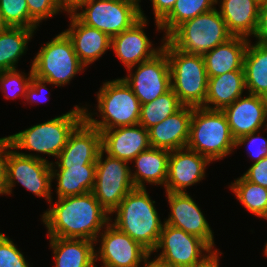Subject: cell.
Listing matches in <instances>:
<instances>
[{
	"label": "cell",
	"instance_id": "obj_1",
	"mask_svg": "<svg viewBox=\"0 0 267 267\" xmlns=\"http://www.w3.org/2000/svg\"><path fill=\"white\" fill-rule=\"evenodd\" d=\"M41 215L47 237L76 238L96 241L110 222V214L100 205L92 192L53 198Z\"/></svg>",
	"mask_w": 267,
	"mask_h": 267
},
{
	"label": "cell",
	"instance_id": "obj_2",
	"mask_svg": "<svg viewBox=\"0 0 267 267\" xmlns=\"http://www.w3.org/2000/svg\"><path fill=\"white\" fill-rule=\"evenodd\" d=\"M84 120V107L75 105L73 109L57 116L53 119L47 120L43 123H37L23 131H19L13 135L6 136L9 145L17 153L37 159L47 160L41 157L40 154L56 157L61 153L66 146L70 134L74 129ZM28 150L36 152L24 153L18 150Z\"/></svg>",
	"mask_w": 267,
	"mask_h": 267
},
{
	"label": "cell",
	"instance_id": "obj_3",
	"mask_svg": "<svg viewBox=\"0 0 267 267\" xmlns=\"http://www.w3.org/2000/svg\"><path fill=\"white\" fill-rule=\"evenodd\" d=\"M146 188H134L110 214V223L129 235L150 254L155 249L165 222L161 221Z\"/></svg>",
	"mask_w": 267,
	"mask_h": 267
},
{
	"label": "cell",
	"instance_id": "obj_4",
	"mask_svg": "<svg viewBox=\"0 0 267 267\" xmlns=\"http://www.w3.org/2000/svg\"><path fill=\"white\" fill-rule=\"evenodd\" d=\"M96 96L98 112H90L91 110L85 106L84 119L100 132L120 126L139 124L140 101L123 78L106 80ZM95 114L99 117L98 119H101L94 118Z\"/></svg>",
	"mask_w": 267,
	"mask_h": 267
},
{
	"label": "cell",
	"instance_id": "obj_5",
	"mask_svg": "<svg viewBox=\"0 0 267 267\" xmlns=\"http://www.w3.org/2000/svg\"><path fill=\"white\" fill-rule=\"evenodd\" d=\"M236 140L232 137L222 110L193 108L187 148L207 157L212 163L232 154Z\"/></svg>",
	"mask_w": 267,
	"mask_h": 267
},
{
	"label": "cell",
	"instance_id": "obj_6",
	"mask_svg": "<svg viewBox=\"0 0 267 267\" xmlns=\"http://www.w3.org/2000/svg\"><path fill=\"white\" fill-rule=\"evenodd\" d=\"M166 52L171 73V89L183 106L203 107L208 90V75L203 55L187 54L175 48L167 39Z\"/></svg>",
	"mask_w": 267,
	"mask_h": 267
},
{
	"label": "cell",
	"instance_id": "obj_7",
	"mask_svg": "<svg viewBox=\"0 0 267 267\" xmlns=\"http://www.w3.org/2000/svg\"><path fill=\"white\" fill-rule=\"evenodd\" d=\"M31 67L35 77L56 87L69 84L79 72L86 69L64 31L42 45L34 56Z\"/></svg>",
	"mask_w": 267,
	"mask_h": 267
},
{
	"label": "cell",
	"instance_id": "obj_8",
	"mask_svg": "<svg viewBox=\"0 0 267 267\" xmlns=\"http://www.w3.org/2000/svg\"><path fill=\"white\" fill-rule=\"evenodd\" d=\"M232 36L215 7L183 22L166 39L184 53L204 55Z\"/></svg>",
	"mask_w": 267,
	"mask_h": 267
},
{
	"label": "cell",
	"instance_id": "obj_9",
	"mask_svg": "<svg viewBox=\"0 0 267 267\" xmlns=\"http://www.w3.org/2000/svg\"><path fill=\"white\" fill-rule=\"evenodd\" d=\"M6 195L12 194L16 183L35 196L52 200L51 161L26 157L17 153L9 145L6 137L5 155Z\"/></svg>",
	"mask_w": 267,
	"mask_h": 267
},
{
	"label": "cell",
	"instance_id": "obj_10",
	"mask_svg": "<svg viewBox=\"0 0 267 267\" xmlns=\"http://www.w3.org/2000/svg\"><path fill=\"white\" fill-rule=\"evenodd\" d=\"M105 155L106 157L103 150L99 152L95 182L91 192L100 205L111 214L135 187L129 162Z\"/></svg>",
	"mask_w": 267,
	"mask_h": 267
},
{
	"label": "cell",
	"instance_id": "obj_11",
	"mask_svg": "<svg viewBox=\"0 0 267 267\" xmlns=\"http://www.w3.org/2000/svg\"><path fill=\"white\" fill-rule=\"evenodd\" d=\"M74 16L110 38L131 28L141 19L140 7L125 0H91Z\"/></svg>",
	"mask_w": 267,
	"mask_h": 267
},
{
	"label": "cell",
	"instance_id": "obj_12",
	"mask_svg": "<svg viewBox=\"0 0 267 267\" xmlns=\"http://www.w3.org/2000/svg\"><path fill=\"white\" fill-rule=\"evenodd\" d=\"M160 249H162L160 251ZM212 249L200 238L182 229L164 224L158 243L151 254L170 267H192Z\"/></svg>",
	"mask_w": 267,
	"mask_h": 267
},
{
	"label": "cell",
	"instance_id": "obj_13",
	"mask_svg": "<svg viewBox=\"0 0 267 267\" xmlns=\"http://www.w3.org/2000/svg\"><path fill=\"white\" fill-rule=\"evenodd\" d=\"M134 68L136 69L129 68L128 75L122 78L133 90L141 105L152 102L171 89L170 66L163 49L152 59L141 62Z\"/></svg>",
	"mask_w": 267,
	"mask_h": 267
},
{
	"label": "cell",
	"instance_id": "obj_14",
	"mask_svg": "<svg viewBox=\"0 0 267 267\" xmlns=\"http://www.w3.org/2000/svg\"><path fill=\"white\" fill-rule=\"evenodd\" d=\"M95 242V245L98 242L100 245L95 254L96 262L98 260L103 264L101 267H140L150 255L138 242L110 222L100 232Z\"/></svg>",
	"mask_w": 267,
	"mask_h": 267
},
{
	"label": "cell",
	"instance_id": "obj_15",
	"mask_svg": "<svg viewBox=\"0 0 267 267\" xmlns=\"http://www.w3.org/2000/svg\"><path fill=\"white\" fill-rule=\"evenodd\" d=\"M170 214L165 224L182 229L202 239L211 249L215 247L214 232L196 201L188 192H166Z\"/></svg>",
	"mask_w": 267,
	"mask_h": 267
},
{
	"label": "cell",
	"instance_id": "obj_16",
	"mask_svg": "<svg viewBox=\"0 0 267 267\" xmlns=\"http://www.w3.org/2000/svg\"><path fill=\"white\" fill-rule=\"evenodd\" d=\"M140 11L141 19L139 21L131 28L111 38V49L114 51L115 56L123 63V66L126 67V70L141 62L152 59L162 50L165 40L163 37L160 46L156 48L152 46L154 44L144 32L149 21L142 8H140Z\"/></svg>",
	"mask_w": 267,
	"mask_h": 267
},
{
	"label": "cell",
	"instance_id": "obj_17",
	"mask_svg": "<svg viewBox=\"0 0 267 267\" xmlns=\"http://www.w3.org/2000/svg\"><path fill=\"white\" fill-rule=\"evenodd\" d=\"M102 150V134L85 119L70 134L66 146L51 166L67 169L69 166L96 164Z\"/></svg>",
	"mask_w": 267,
	"mask_h": 267
},
{
	"label": "cell",
	"instance_id": "obj_18",
	"mask_svg": "<svg viewBox=\"0 0 267 267\" xmlns=\"http://www.w3.org/2000/svg\"><path fill=\"white\" fill-rule=\"evenodd\" d=\"M210 163L207 157L187 147L170 151L165 192H186V188L205 178Z\"/></svg>",
	"mask_w": 267,
	"mask_h": 267
},
{
	"label": "cell",
	"instance_id": "obj_19",
	"mask_svg": "<svg viewBox=\"0 0 267 267\" xmlns=\"http://www.w3.org/2000/svg\"><path fill=\"white\" fill-rule=\"evenodd\" d=\"M222 111L227 117L232 137H239L265 128L267 131L266 107L263 96L246 93Z\"/></svg>",
	"mask_w": 267,
	"mask_h": 267
},
{
	"label": "cell",
	"instance_id": "obj_20",
	"mask_svg": "<svg viewBox=\"0 0 267 267\" xmlns=\"http://www.w3.org/2000/svg\"><path fill=\"white\" fill-rule=\"evenodd\" d=\"M101 134L104 153L126 162L151 147L148 130L140 124L107 129Z\"/></svg>",
	"mask_w": 267,
	"mask_h": 267
},
{
	"label": "cell",
	"instance_id": "obj_21",
	"mask_svg": "<svg viewBox=\"0 0 267 267\" xmlns=\"http://www.w3.org/2000/svg\"><path fill=\"white\" fill-rule=\"evenodd\" d=\"M193 108L182 106L177 112L149 128L150 146L170 151L185 148L189 140Z\"/></svg>",
	"mask_w": 267,
	"mask_h": 267
},
{
	"label": "cell",
	"instance_id": "obj_22",
	"mask_svg": "<svg viewBox=\"0 0 267 267\" xmlns=\"http://www.w3.org/2000/svg\"><path fill=\"white\" fill-rule=\"evenodd\" d=\"M69 28L64 30L71 39L80 62L87 68L105 52L111 50V38L100 30L81 23L74 15L69 16Z\"/></svg>",
	"mask_w": 267,
	"mask_h": 267
},
{
	"label": "cell",
	"instance_id": "obj_23",
	"mask_svg": "<svg viewBox=\"0 0 267 267\" xmlns=\"http://www.w3.org/2000/svg\"><path fill=\"white\" fill-rule=\"evenodd\" d=\"M218 10L233 36L250 39L257 29L261 2L258 0H216Z\"/></svg>",
	"mask_w": 267,
	"mask_h": 267
},
{
	"label": "cell",
	"instance_id": "obj_24",
	"mask_svg": "<svg viewBox=\"0 0 267 267\" xmlns=\"http://www.w3.org/2000/svg\"><path fill=\"white\" fill-rule=\"evenodd\" d=\"M249 39L232 36L203 55L208 77H216L234 70H244V56Z\"/></svg>",
	"mask_w": 267,
	"mask_h": 267
},
{
	"label": "cell",
	"instance_id": "obj_25",
	"mask_svg": "<svg viewBox=\"0 0 267 267\" xmlns=\"http://www.w3.org/2000/svg\"><path fill=\"white\" fill-rule=\"evenodd\" d=\"M169 154L170 150L150 147L135 157L131 161L135 164V171L131 170L134 187L146 188V183L165 187Z\"/></svg>",
	"mask_w": 267,
	"mask_h": 267
},
{
	"label": "cell",
	"instance_id": "obj_26",
	"mask_svg": "<svg viewBox=\"0 0 267 267\" xmlns=\"http://www.w3.org/2000/svg\"><path fill=\"white\" fill-rule=\"evenodd\" d=\"M55 267H97L95 241L49 237Z\"/></svg>",
	"mask_w": 267,
	"mask_h": 267
},
{
	"label": "cell",
	"instance_id": "obj_27",
	"mask_svg": "<svg viewBox=\"0 0 267 267\" xmlns=\"http://www.w3.org/2000/svg\"><path fill=\"white\" fill-rule=\"evenodd\" d=\"M246 90L244 70H234L216 77H208L204 108L223 110L234 103Z\"/></svg>",
	"mask_w": 267,
	"mask_h": 267
},
{
	"label": "cell",
	"instance_id": "obj_28",
	"mask_svg": "<svg viewBox=\"0 0 267 267\" xmlns=\"http://www.w3.org/2000/svg\"><path fill=\"white\" fill-rule=\"evenodd\" d=\"M96 176V164L69 166L67 169H56L51 166V179H55L57 198L82 195L91 192Z\"/></svg>",
	"mask_w": 267,
	"mask_h": 267
},
{
	"label": "cell",
	"instance_id": "obj_29",
	"mask_svg": "<svg viewBox=\"0 0 267 267\" xmlns=\"http://www.w3.org/2000/svg\"><path fill=\"white\" fill-rule=\"evenodd\" d=\"M249 43L244 56L245 86L249 94L267 95V45Z\"/></svg>",
	"mask_w": 267,
	"mask_h": 267
},
{
	"label": "cell",
	"instance_id": "obj_30",
	"mask_svg": "<svg viewBox=\"0 0 267 267\" xmlns=\"http://www.w3.org/2000/svg\"><path fill=\"white\" fill-rule=\"evenodd\" d=\"M35 30L23 27L0 29V71L17 69V63L26 53Z\"/></svg>",
	"mask_w": 267,
	"mask_h": 267
},
{
	"label": "cell",
	"instance_id": "obj_31",
	"mask_svg": "<svg viewBox=\"0 0 267 267\" xmlns=\"http://www.w3.org/2000/svg\"><path fill=\"white\" fill-rule=\"evenodd\" d=\"M216 0H176L172 10L159 22L166 39L180 24L215 8Z\"/></svg>",
	"mask_w": 267,
	"mask_h": 267
},
{
	"label": "cell",
	"instance_id": "obj_32",
	"mask_svg": "<svg viewBox=\"0 0 267 267\" xmlns=\"http://www.w3.org/2000/svg\"><path fill=\"white\" fill-rule=\"evenodd\" d=\"M241 205L252 215L261 219L267 212V188L246 180L243 176L229 185Z\"/></svg>",
	"mask_w": 267,
	"mask_h": 267
},
{
	"label": "cell",
	"instance_id": "obj_33",
	"mask_svg": "<svg viewBox=\"0 0 267 267\" xmlns=\"http://www.w3.org/2000/svg\"><path fill=\"white\" fill-rule=\"evenodd\" d=\"M182 106L178 96L170 89L152 102L141 105L139 124L148 130L177 112Z\"/></svg>",
	"mask_w": 267,
	"mask_h": 267
},
{
	"label": "cell",
	"instance_id": "obj_34",
	"mask_svg": "<svg viewBox=\"0 0 267 267\" xmlns=\"http://www.w3.org/2000/svg\"><path fill=\"white\" fill-rule=\"evenodd\" d=\"M0 18L4 27L38 30L40 26L30 17L26 0H0Z\"/></svg>",
	"mask_w": 267,
	"mask_h": 267
},
{
	"label": "cell",
	"instance_id": "obj_35",
	"mask_svg": "<svg viewBox=\"0 0 267 267\" xmlns=\"http://www.w3.org/2000/svg\"><path fill=\"white\" fill-rule=\"evenodd\" d=\"M32 76L33 71L31 66L27 75L18 69L0 71V89L4 93L5 98L14 99L22 97L25 99L26 90L30 85Z\"/></svg>",
	"mask_w": 267,
	"mask_h": 267
},
{
	"label": "cell",
	"instance_id": "obj_36",
	"mask_svg": "<svg viewBox=\"0 0 267 267\" xmlns=\"http://www.w3.org/2000/svg\"><path fill=\"white\" fill-rule=\"evenodd\" d=\"M17 245L0 232V267H30Z\"/></svg>",
	"mask_w": 267,
	"mask_h": 267
},
{
	"label": "cell",
	"instance_id": "obj_37",
	"mask_svg": "<svg viewBox=\"0 0 267 267\" xmlns=\"http://www.w3.org/2000/svg\"><path fill=\"white\" fill-rule=\"evenodd\" d=\"M258 132V133H257ZM261 130L239 137L235 142L236 149L247 145L249 158L255 163L267 157V138L261 136Z\"/></svg>",
	"mask_w": 267,
	"mask_h": 267
},
{
	"label": "cell",
	"instance_id": "obj_38",
	"mask_svg": "<svg viewBox=\"0 0 267 267\" xmlns=\"http://www.w3.org/2000/svg\"><path fill=\"white\" fill-rule=\"evenodd\" d=\"M30 17L39 25L61 12L58 0H26Z\"/></svg>",
	"mask_w": 267,
	"mask_h": 267
},
{
	"label": "cell",
	"instance_id": "obj_39",
	"mask_svg": "<svg viewBox=\"0 0 267 267\" xmlns=\"http://www.w3.org/2000/svg\"><path fill=\"white\" fill-rule=\"evenodd\" d=\"M242 176L254 184L267 188V157L251 164Z\"/></svg>",
	"mask_w": 267,
	"mask_h": 267
},
{
	"label": "cell",
	"instance_id": "obj_40",
	"mask_svg": "<svg viewBox=\"0 0 267 267\" xmlns=\"http://www.w3.org/2000/svg\"><path fill=\"white\" fill-rule=\"evenodd\" d=\"M50 83L48 81L39 79L34 75L31 78L30 85L27 87L25 99L28 103H41L42 101L46 102L48 98H44L46 91H48L46 85ZM42 96V98H41Z\"/></svg>",
	"mask_w": 267,
	"mask_h": 267
},
{
	"label": "cell",
	"instance_id": "obj_41",
	"mask_svg": "<svg viewBox=\"0 0 267 267\" xmlns=\"http://www.w3.org/2000/svg\"><path fill=\"white\" fill-rule=\"evenodd\" d=\"M152 3V10L155 19V25L157 31L159 32L160 24L159 22L172 10L176 0H150Z\"/></svg>",
	"mask_w": 267,
	"mask_h": 267
},
{
	"label": "cell",
	"instance_id": "obj_42",
	"mask_svg": "<svg viewBox=\"0 0 267 267\" xmlns=\"http://www.w3.org/2000/svg\"><path fill=\"white\" fill-rule=\"evenodd\" d=\"M253 37L256 38V42L267 45V2L261 4L258 25Z\"/></svg>",
	"mask_w": 267,
	"mask_h": 267
},
{
	"label": "cell",
	"instance_id": "obj_43",
	"mask_svg": "<svg viewBox=\"0 0 267 267\" xmlns=\"http://www.w3.org/2000/svg\"><path fill=\"white\" fill-rule=\"evenodd\" d=\"M5 155L6 136L0 138V195H6Z\"/></svg>",
	"mask_w": 267,
	"mask_h": 267
},
{
	"label": "cell",
	"instance_id": "obj_44",
	"mask_svg": "<svg viewBox=\"0 0 267 267\" xmlns=\"http://www.w3.org/2000/svg\"><path fill=\"white\" fill-rule=\"evenodd\" d=\"M91 0H58L61 12L65 11L67 15H74L76 12L89 3Z\"/></svg>",
	"mask_w": 267,
	"mask_h": 267
},
{
	"label": "cell",
	"instance_id": "obj_45",
	"mask_svg": "<svg viewBox=\"0 0 267 267\" xmlns=\"http://www.w3.org/2000/svg\"><path fill=\"white\" fill-rule=\"evenodd\" d=\"M219 252V253H218ZM222 253L218 249H212L207 255H205L199 262L192 267H220L219 255Z\"/></svg>",
	"mask_w": 267,
	"mask_h": 267
},
{
	"label": "cell",
	"instance_id": "obj_46",
	"mask_svg": "<svg viewBox=\"0 0 267 267\" xmlns=\"http://www.w3.org/2000/svg\"><path fill=\"white\" fill-rule=\"evenodd\" d=\"M151 254L144 260L143 267H170L169 265L161 262L160 260L156 259H150Z\"/></svg>",
	"mask_w": 267,
	"mask_h": 267
},
{
	"label": "cell",
	"instance_id": "obj_47",
	"mask_svg": "<svg viewBox=\"0 0 267 267\" xmlns=\"http://www.w3.org/2000/svg\"><path fill=\"white\" fill-rule=\"evenodd\" d=\"M125 1L134 3V4L138 5L141 8V5L139 4L141 2V0H125Z\"/></svg>",
	"mask_w": 267,
	"mask_h": 267
},
{
	"label": "cell",
	"instance_id": "obj_48",
	"mask_svg": "<svg viewBox=\"0 0 267 267\" xmlns=\"http://www.w3.org/2000/svg\"><path fill=\"white\" fill-rule=\"evenodd\" d=\"M264 256H266V258H267V242L265 243V245H264Z\"/></svg>",
	"mask_w": 267,
	"mask_h": 267
},
{
	"label": "cell",
	"instance_id": "obj_49",
	"mask_svg": "<svg viewBox=\"0 0 267 267\" xmlns=\"http://www.w3.org/2000/svg\"><path fill=\"white\" fill-rule=\"evenodd\" d=\"M264 101H265L266 117H267V95L264 96Z\"/></svg>",
	"mask_w": 267,
	"mask_h": 267
},
{
	"label": "cell",
	"instance_id": "obj_50",
	"mask_svg": "<svg viewBox=\"0 0 267 267\" xmlns=\"http://www.w3.org/2000/svg\"><path fill=\"white\" fill-rule=\"evenodd\" d=\"M2 28H4V25H3L1 18H0V29H2Z\"/></svg>",
	"mask_w": 267,
	"mask_h": 267
},
{
	"label": "cell",
	"instance_id": "obj_51",
	"mask_svg": "<svg viewBox=\"0 0 267 267\" xmlns=\"http://www.w3.org/2000/svg\"><path fill=\"white\" fill-rule=\"evenodd\" d=\"M262 219H265V220H267V212H266V214L263 216V218Z\"/></svg>",
	"mask_w": 267,
	"mask_h": 267
},
{
	"label": "cell",
	"instance_id": "obj_52",
	"mask_svg": "<svg viewBox=\"0 0 267 267\" xmlns=\"http://www.w3.org/2000/svg\"><path fill=\"white\" fill-rule=\"evenodd\" d=\"M258 1L261 2V3L267 2V0H258Z\"/></svg>",
	"mask_w": 267,
	"mask_h": 267
}]
</instances>
